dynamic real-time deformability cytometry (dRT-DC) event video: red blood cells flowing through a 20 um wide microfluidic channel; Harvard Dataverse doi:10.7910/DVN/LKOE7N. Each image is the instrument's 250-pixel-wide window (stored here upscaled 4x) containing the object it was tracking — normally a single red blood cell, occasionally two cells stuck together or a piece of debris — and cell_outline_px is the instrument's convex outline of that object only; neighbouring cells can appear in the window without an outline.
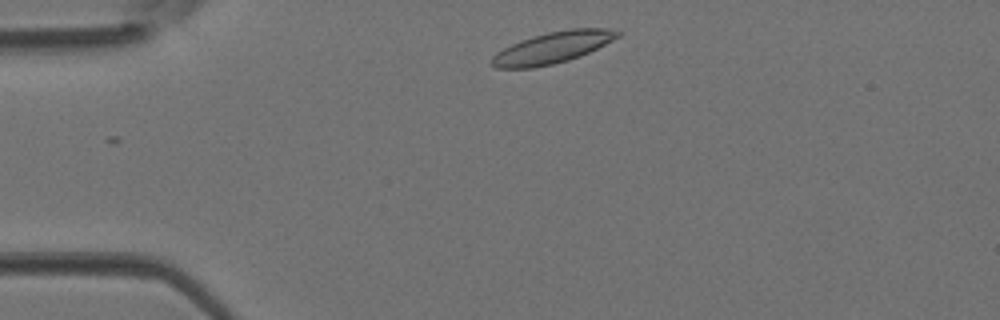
{"species": "Egyptian fruit bat (a non-hibernating species)", "species_latin": "Rousettus aegyptiacus", "temperature_condition": "room temperature", "stored_images_in_passage": 32, "camera_frame_rate_fps": 3000, "um_per_image_px": 0.085, "animal": {"sex": "female"}, "frame": {"image": 1, "passage_image": 2, "time_ms": 0.333, "image_size_px": [1000, 320], "cell_outline_px": [[620, 36], [580, 56], [568, 60], [552, 64], [532, 68], [496, 68], [492, 64], [492, 56], [496, 52], [520, 40], [532, 36], [548, 32], [568, 28], [608, 28], [620, 32]], "centroid_in_image_um": [46.95, 4.04], "position_along_channel_um": 38.0, "area_um2": 22.83}}
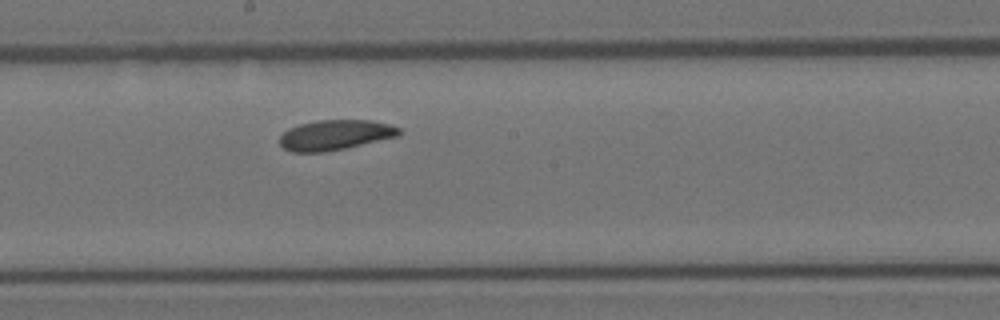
{"frame": {"image": 2, "passage_image": 16, "time_ms": 5.0, "image_size_px": [1000, 320], "cell_outline_px": [[404, 132], [400, 136], [344, 148], [324, 152], [292, 152], [284, 148], [280, 144], [280, 136], [288, 128], [300, 124], [316, 120], [372, 120], [388, 124], [400, 128]], "centroid_in_image_um": [28.52, 11.46], "position_along_channel_um": 219.7, "area_um2": 21.04}}
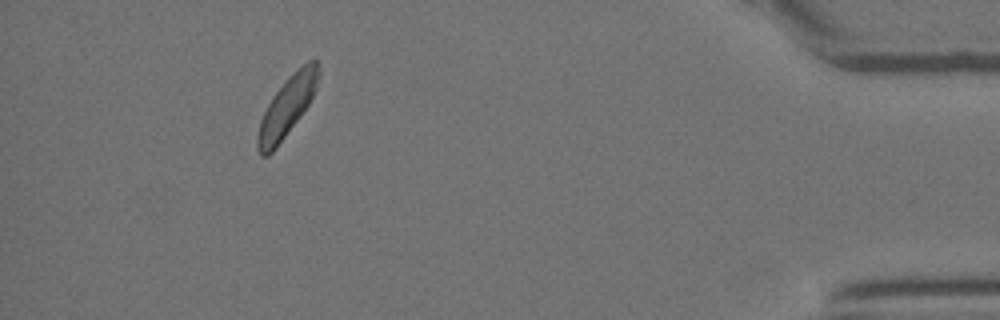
{"frame": {"image": 3, "passage_image": 32, "time_ms": 10.333, "image_size_px": [1000, 320], "cell_outline_px": [[320, 72], [316, 88], [308, 104], [300, 116], [276, 148], [268, 156], [260, 156], [256, 148], [256, 136], [260, 120], [272, 96], [288, 76], [308, 60], [316, 60], [320, 68]], "centroid_in_image_um": [24.37, 9.08], "position_along_channel_um": 410.8, "area_um2": 21.15}}